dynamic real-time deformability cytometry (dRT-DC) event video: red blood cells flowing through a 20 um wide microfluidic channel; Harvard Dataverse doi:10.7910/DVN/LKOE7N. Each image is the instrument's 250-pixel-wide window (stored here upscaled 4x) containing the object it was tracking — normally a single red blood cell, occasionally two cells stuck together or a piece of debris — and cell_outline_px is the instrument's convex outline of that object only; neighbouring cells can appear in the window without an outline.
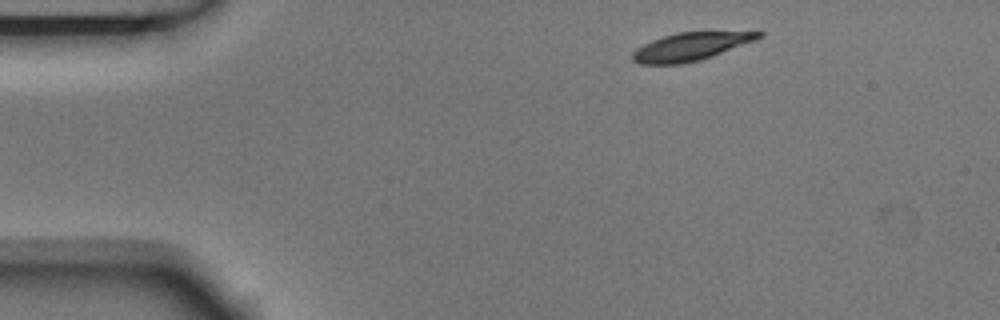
{"species": "Egyptian fruit bat (a non-hibernating species)", "species_latin": "Rousettus aegyptiacus", "temperature_condition": "room temperature", "stored_images_in_passage": 2, "camera_frame_rate_fps": 3000, "um_per_image_px": 0.085, "animal": {"sex": "male"}, "frame": {"image": 1, "passage_image": 2, "time_ms": 0.333, "image_size_px": [1000, 320], "cell_outline_px": [[764, 36], [756, 40], [712, 56], [700, 60], [680, 64], [640, 64], [632, 60], [632, 52], [636, 48], [652, 40], [676, 32], [764, 32]], "centroid_in_image_um": [58.68, 3.96], "position_along_channel_um": 26.3, "area_um2": 20.4}}